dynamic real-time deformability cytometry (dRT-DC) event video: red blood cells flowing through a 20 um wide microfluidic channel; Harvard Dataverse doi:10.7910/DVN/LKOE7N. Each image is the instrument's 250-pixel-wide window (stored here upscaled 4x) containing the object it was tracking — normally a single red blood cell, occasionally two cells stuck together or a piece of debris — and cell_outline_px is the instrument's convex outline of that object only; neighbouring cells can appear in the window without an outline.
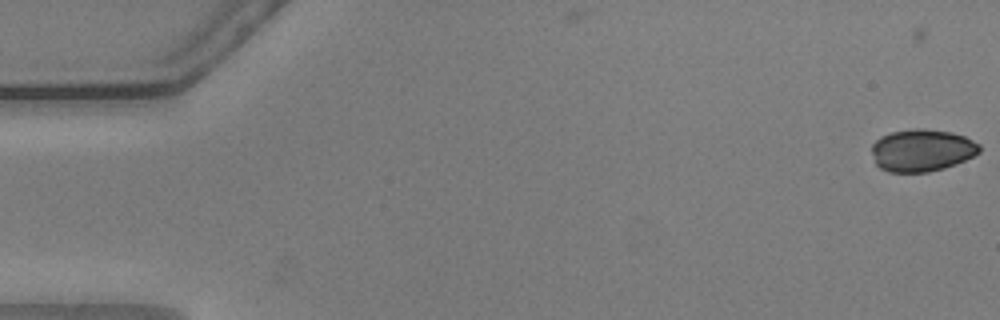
{"species": "common noctule bat (a hibernating species)", "species_latin": "Nyctalus noctula", "temperature_condition": "warm", "stored_images_in_passage": 26, "camera_frame_rate_fps": 3000, "um_per_image_px": 0.085, "animal": {"sex": "male", "body_mass_g": 20.5, "forearm_length_mm": 52.5}, "frame": {"image": 1, "passage_image": 4, "time_ms": 1.0, "image_size_px": [1000, 320], "cell_outline_px": [[980, 152], [956, 164], [944, 168], [928, 172], [888, 172], [880, 168], [876, 164], [872, 152], [872, 144], [880, 136], [892, 132], [912, 128], [924, 128], [952, 132], [964, 136], [980, 144]], "centroid_in_image_um": [78.35, 12.77], "position_along_channel_um": 6.6, "area_um2": 26.65}}
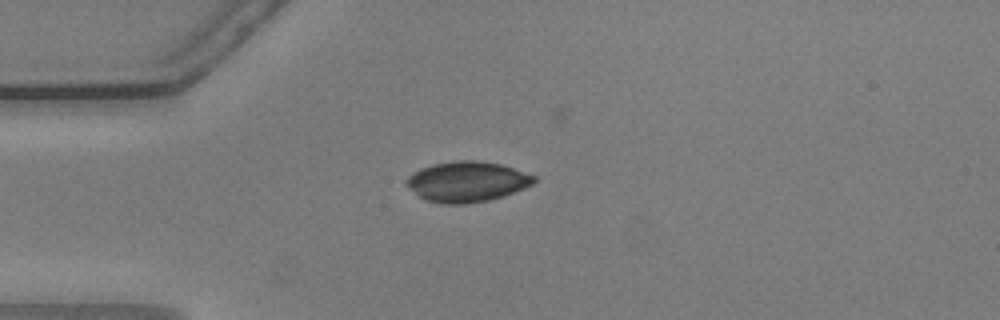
{"frame": {"image": 2, "passage_image": 18, "time_ms": 5.667, "image_size_px": [1000, 320], "cell_outline_px": [[536, 180], [532, 184], [524, 188], [504, 196], [488, 200], [468, 204], [444, 204], [428, 200], [420, 196], [404, 184], [404, 180], [412, 172], [420, 168], [436, 164], [456, 160], [476, 160], [500, 164], [536, 176]], "centroid_in_image_um": [39.68, 15.44], "position_along_channel_um": 45.3, "area_um2": 29.94}}